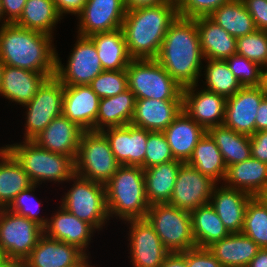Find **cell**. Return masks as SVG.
Masks as SVG:
<instances>
[{"label":"cell","mask_w":267,"mask_h":267,"mask_svg":"<svg viewBox=\"0 0 267 267\" xmlns=\"http://www.w3.org/2000/svg\"><path fill=\"white\" fill-rule=\"evenodd\" d=\"M261 87H262L263 92H264V97L267 99V78H263Z\"/></svg>","instance_id":"cell-59"},{"label":"cell","mask_w":267,"mask_h":267,"mask_svg":"<svg viewBox=\"0 0 267 267\" xmlns=\"http://www.w3.org/2000/svg\"><path fill=\"white\" fill-rule=\"evenodd\" d=\"M241 233L260 248H267V208L257 196L247 204Z\"/></svg>","instance_id":"cell-40"},{"label":"cell","mask_w":267,"mask_h":267,"mask_svg":"<svg viewBox=\"0 0 267 267\" xmlns=\"http://www.w3.org/2000/svg\"><path fill=\"white\" fill-rule=\"evenodd\" d=\"M27 0H1L3 18L7 23H15L22 15Z\"/></svg>","instance_id":"cell-50"},{"label":"cell","mask_w":267,"mask_h":267,"mask_svg":"<svg viewBox=\"0 0 267 267\" xmlns=\"http://www.w3.org/2000/svg\"><path fill=\"white\" fill-rule=\"evenodd\" d=\"M94 42L103 70L126 69L132 61L122 28L90 35Z\"/></svg>","instance_id":"cell-30"},{"label":"cell","mask_w":267,"mask_h":267,"mask_svg":"<svg viewBox=\"0 0 267 267\" xmlns=\"http://www.w3.org/2000/svg\"><path fill=\"white\" fill-rule=\"evenodd\" d=\"M126 72L128 89L136 99L183 100V88L155 58L132 59Z\"/></svg>","instance_id":"cell-7"},{"label":"cell","mask_w":267,"mask_h":267,"mask_svg":"<svg viewBox=\"0 0 267 267\" xmlns=\"http://www.w3.org/2000/svg\"><path fill=\"white\" fill-rule=\"evenodd\" d=\"M182 163L172 160L144 169L145 194L150 205L170 201Z\"/></svg>","instance_id":"cell-31"},{"label":"cell","mask_w":267,"mask_h":267,"mask_svg":"<svg viewBox=\"0 0 267 267\" xmlns=\"http://www.w3.org/2000/svg\"><path fill=\"white\" fill-rule=\"evenodd\" d=\"M54 37L7 23L0 27V60L4 65L55 74Z\"/></svg>","instance_id":"cell-3"},{"label":"cell","mask_w":267,"mask_h":267,"mask_svg":"<svg viewBox=\"0 0 267 267\" xmlns=\"http://www.w3.org/2000/svg\"><path fill=\"white\" fill-rule=\"evenodd\" d=\"M204 61L206 65H203L204 71L201 74L205 80H202L203 89L228 98L242 88L225 60L207 59Z\"/></svg>","instance_id":"cell-39"},{"label":"cell","mask_w":267,"mask_h":267,"mask_svg":"<svg viewBox=\"0 0 267 267\" xmlns=\"http://www.w3.org/2000/svg\"><path fill=\"white\" fill-rule=\"evenodd\" d=\"M176 0L126 11L122 30L133 59L156 58L170 24L177 18Z\"/></svg>","instance_id":"cell-2"},{"label":"cell","mask_w":267,"mask_h":267,"mask_svg":"<svg viewBox=\"0 0 267 267\" xmlns=\"http://www.w3.org/2000/svg\"><path fill=\"white\" fill-rule=\"evenodd\" d=\"M207 133L218 146L226 167L251 157L250 136L237 133L223 125L211 127Z\"/></svg>","instance_id":"cell-38"},{"label":"cell","mask_w":267,"mask_h":267,"mask_svg":"<svg viewBox=\"0 0 267 267\" xmlns=\"http://www.w3.org/2000/svg\"><path fill=\"white\" fill-rule=\"evenodd\" d=\"M63 18L58 14L53 0H27L16 25L54 36L56 24Z\"/></svg>","instance_id":"cell-37"},{"label":"cell","mask_w":267,"mask_h":267,"mask_svg":"<svg viewBox=\"0 0 267 267\" xmlns=\"http://www.w3.org/2000/svg\"><path fill=\"white\" fill-rule=\"evenodd\" d=\"M146 219L170 253L183 252L196 247L189 211L169 203H156L150 205Z\"/></svg>","instance_id":"cell-8"},{"label":"cell","mask_w":267,"mask_h":267,"mask_svg":"<svg viewBox=\"0 0 267 267\" xmlns=\"http://www.w3.org/2000/svg\"><path fill=\"white\" fill-rule=\"evenodd\" d=\"M129 226L128 258L133 267H160L170 253L161 242L153 226L147 219H130L124 221Z\"/></svg>","instance_id":"cell-13"},{"label":"cell","mask_w":267,"mask_h":267,"mask_svg":"<svg viewBox=\"0 0 267 267\" xmlns=\"http://www.w3.org/2000/svg\"><path fill=\"white\" fill-rule=\"evenodd\" d=\"M38 186L37 184H33L29 188L21 191L6 209L28 218L44 229L48 223V216L45 218L39 215L42 202L34 194Z\"/></svg>","instance_id":"cell-41"},{"label":"cell","mask_w":267,"mask_h":267,"mask_svg":"<svg viewBox=\"0 0 267 267\" xmlns=\"http://www.w3.org/2000/svg\"><path fill=\"white\" fill-rule=\"evenodd\" d=\"M263 69H264V76H263V78H267V65Z\"/></svg>","instance_id":"cell-63"},{"label":"cell","mask_w":267,"mask_h":267,"mask_svg":"<svg viewBox=\"0 0 267 267\" xmlns=\"http://www.w3.org/2000/svg\"><path fill=\"white\" fill-rule=\"evenodd\" d=\"M85 255L77 246L43 234L26 262L27 267H67L79 262Z\"/></svg>","instance_id":"cell-26"},{"label":"cell","mask_w":267,"mask_h":267,"mask_svg":"<svg viewBox=\"0 0 267 267\" xmlns=\"http://www.w3.org/2000/svg\"><path fill=\"white\" fill-rule=\"evenodd\" d=\"M217 183L187 162L182 163L174 185L170 205L191 212L199 206L209 204Z\"/></svg>","instance_id":"cell-14"},{"label":"cell","mask_w":267,"mask_h":267,"mask_svg":"<svg viewBox=\"0 0 267 267\" xmlns=\"http://www.w3.org/2000/svg\"><path fill=\"white\" fill-rule=\"evenodd\" d=\"M264 98L261 86L242 87L226 100L223 126L237 133L252 136L260 102Z\"/></svg>","instance_id":"cell-17"},{"label":"cell","mask_w":267,"mask_h":267,"mask_svg":"<svg viewBox=\"0 0 267 267\" xmlns=\"http://www.w3.org/2000/svg\"><path fill=\"white\" fill-rule=\"evenodd\" d=\"M0 267H27V262L23 259L6 258Z\"/></svg>","instance_id":"cell-56"},{"label":"cell","mask_w":267,"mask_h":267,"mask_svg":"<svg viewBox=\"0 0 267 267\" xmlns=\"http://www.w3.org/2000/svg\"><path fill=\"white\" fill-rule=\"evenodd\" d=\"M257 30L267 31V0H242Z\"/></svg>","instance_id":"cell-48"},{"label":"cell","mask_w":267,"mask_h":267,"mask_svg":"<svg viewBox=\"0 0 267 267\" xmlns=\"http://www.w3.org/2000/svg\"><path fill=\"white\" fill-rule=\"evenodd\" d=\"M175 160L163 132L148 131L144 169Z\"/></svg>","instance_id":"cell-45"},{"label":"cell","mask_w":267,"mask_h":267,"mask_svg":"<svg viewBox=\"0 0 267 267\" xmlns=\"http://www.w3.org/2000/svg\"><path fill=\"white\" fill-rule=\"evenodd\" d=\"M32 185L16 159L3 146L0 147V209L7 208L21 191Z\"/></svg>","instance_id":"cell-33"},{"label":"cell","mask_w":267,"mask_h":267,"mask_svg":"<svg viewBox=\"0 0 267 267\" xmlns=\"http://www.w3.org/2000/svg\"><path fill=\"white\" fill-rule=\"evenodd\" d=\"M167 0H124L127 10L142 6H154Z\"/></svg>","instance_id":"cell-54"},{"label":"cell","mask_w":267,"mask_h":267,"mask_svg":"<svg viewBox=\"0 0 267 267\" xmlns=\"http://www.w3.org/2000/svg\"><path fill=\"white\" fill-rule=\"evenodd\" d=\"M64 85L55 77H49L33 99L25 104V131L23 141H33L50 124L62 115Z\"/></svg>","instance_id":"cell-10"},{"label":"cell","mask_w":267,"mask_h":267,"mask_svg":"<svg viewBox=\"0 0 267 267\" xmlns=\"http://www.w3.org/2000/svg\"><path fill=\"white\" fill-rule=\"evenodd\" d=\"M253 196L248 193L216 184L210 198V205L229 233H241L247 204Z\"/></svg>","instance_id":"cell-21"},{"label":"cell","mask_w":267,"mask_h":267,"mask_svg":"<svg viewBox=\"0 0 267 267\" xmlns=\"http://www.w3.org/2000/svg\"><path fill=\"white\" fill-rule=\"evenodd\" d=\"M183 110V100L136 99L131 124L163 132Z\"/></svg>","instance_id":"cell-23"},{"label":"cell","mask_w":267,"mask_h":267,"mask_svg":"<svg viewBox=\"0 0 267 267\" xmlns=\"http://www.w3.org/2000/svg\"><path fill=\"white\" fill-rule=\"evenodd\" d=\"M155 59L181 88L201 84L199 79L205 59L195 19L177 16L170 24Z\"/></svg>","instance_id":"cell-1"},{"label":"cell","mask_w":267,"mask_h":267,"mask_svg":"<svg viewBox=\"0 0 267 267\" xmlns=\"http://www.w3.org/2000/svg\"><path fill=\"white\" fill-rule=\"evenodd\" d=\"M0 27L3 26L4 24H7V22L3 18V13H2V8H1V0H0Z\"/></svg>","instance_id":"cell-60"},{"label":"cell","mask_w":267,"mask_h":267,"mask_svg":"<svg viewBox=\"0 0 267 267\" xmlns=\"http://www.w3.org/2000/svg\"><path fill=\"white\" fill-rule=\"evenodd\" d=\"M204 59L226 60L236 54L237 39L208 16L194 18Z\"/></svg>","instance_id":"cell-28"},{"label":"cell","mask_w":267,"mask_h":267,"mask_svg":"<svg viewBox=\"0 0 267 267\" xmlns=\"http://www.w3.org/2000/svg\"><path fill=\"white\" fill-rule=\"evenodd\" d=\"M225 186L244 191L255 197L267 191V163L253 157L227 167Z\"/></svg>","instance_id":"cell-27"},{"label":"cell","mask_w":267,"mask_h":267,"mask_svg":"<svg viewBox=\"0 0 267 267\" xmlns=\"http://www.w3.org/2000/svg\"><path fill=\"white\" fill-rule=\"evenodd\" d=\"M73 183L64 192L60 205L80 220L91 224L98 232L103 230L109 214L106 204L105 184L83 178L77 174L67 181Z\"/></svg>","instance_id":"cell-6"},{"label":"cell","mask_w":267,"mask_h":267,"mask_svg":"<svg viewBox=\"0 0 267 267\" xmlns=\"http://www.w3.org/2000/svg\"><path fill=\"white\" fill-rule=\"evenodd\" d=\"M207 131L186 112H182L163 131L175 160L188 162L194 148Z\"/></svg>","instance_id":"cell-25"},{"label":"cell","mask_w":267,"mask_h":267,"mask_svg":"<svg viewBox=\"0 0 267 267\" xmlns=\"http://www.w3.org/2000/svg\"><path fill=\"white\" fill-rule=\"evenodd\" d=\"M90 257L88 254L85 255L79 262L73 264V265H70V266H67V267H95L93 265H90L92 264L91 263V260H90Z\"/></svg>","instance_id":"cell-57"},{"label":"cell","mask_w":267,"mask_h":267,"mask_svg":"<svg viewBox=\"0 0 267 267\" xmlns=\"http://www.w3.org/2000/svg\"><path fill=\"white\" fill-rule=\"evenodd\" d=\"M106 204L111 220L145 219L150 204L145 194L144 169L141 166H120L105 183Z\"/></svg>","instance_id":"cell-4"},{"label":"cell","mask_w":267,"mask_h":267,"mask_svg":"<svg viewBox=\"0 0 267 267\" xmlns=\"http://www.w3.org/2000/svg\"><path fill=\"white\" fill-rule=\"evenodd\" d=\"M75 174L102 184L107 183L121 166L101 131H84L76 154Z\"/></svg>","instance_id":"cell-9"},{"label":"cell","mask_w":267,"mask_h":267,"mask_svg":"<svg viewBox=\"0 0 267 267\" xmlns=\"http://www.w3.org/2000/svg\"><path fill=\"white\" fill-rule=\"evenodd\" d=\"M44 229L24 216L0 209V245L7 258L26 260Z\"/></svg>","instance_id":"cell-12"},{"label":"cell","mask_w":267,"mask_h":267,"mask_svg":"<svg viewBox=\"0 0 267 267\" xmlns=\"http://www.w3.org/2000/svg\"><path fill=\"white\" fill-rule=\"evenodd\" d=\"M251 157L267 163V130L255 132L250 136Z\"/></svg>","instance_id":"cell-49"},{"label":"cell","mask_w":267,"mask_h":267,"mask_svg":"<svg viewBox=\"0 0 267 267\" xmlns=\"http://www.w3.org/2000/svg\"><path fill=\"white\" fill-rule=\"evenodd\" d=\"M6 255L4 253V251L2 250V247L0 245V264L6 259Z\"/></svg>","instance_id":"cell-61"},{"label":"cell","mask_w":267,"mask_h":267,"mask_svg":"<svg viewBox=\"0 0 267 267\" xmlns=\"http://www.w3.org/2000/svg\"><path fill=\"white\" fill-rule=\"evenodd\" d=\"M99 102L89 85L64 86L62 114L84 131H96Z\"/></svg>","instance_id":"cell-20"},{"label":"cell","mask_w":267,"mask_h":267,"mask_svg":"<svg viewBox=\"0 0 267 267\" xmlns=\"http://www.w3.org/2000/svg\"><path fill=\"white\" fill-rule=\"evenodd\" d=\"M89 86L100 99L123 93L128 89L126 69L103 70L90 82Z\"/></svg>","instance_id":"cell-44"},{"label":"cell","mask_w":267,"mask_h":267,"mask_svg":"<svg viewBox=\"0 0 267 267\" xmlns=\"http://www.w3.org/2000/svg\"><path fill=\"white\" fill-rule=\"evenodd\" d=\"M3 147L21 165L33 184L40 186L46 182L67 183L75 174L72 157L53 153L34 141L5 144Z\"/></svg>","instance_id":"cell-5"},{"label":"cell","mask_w":267,"mask_h":267,"mask_svg":"<svg viewBox=\"0 0 267 267\" xmlns=\"http://www.w3.org/2000/svg\"><path fill=\"white\" fill-rule=\"evenodd\" d=\"M124 0H87L77 15V35L89 37L98 32H109L122 27L126 15Z\"/></svg>","instance_id":"cell-15"},{"label":"cell","mask_w":267,"mask_h":267,"mask_svg":"<svg viewBox=\"0 0 267 267\" xmlns=\"http://www.w3.org/2000/svg\"><path fill=\"white\" fill-rule=\"evenodd\" d=\"M236 54L264 68L267 65V31L256 30L237 38Z\"/></svg>","instance_id":"cell-42"},{"label":"cell","mask_w":267,"mask_h":267,"mask_svg":"<svg viewBox=\"0 0 267 267\" xmlns=\"http://www.w3.org/2000/svg\"><path fill=\"white\" fill-rule=\"evenodd\" d=\"M190 213L197 247L208 248L230 234L210 203L199 206Z\"/></svg>","instance_id":"cell-35"},{"label":"cell","mask_w":267,"mask_h":267,"mask_svg":"<svg viewBox=\"0 0 267 267\" xmlns=\"http://www.w3.org/2000/svg\"><path fill=\"white\" fill-rule=\"evenodd\" d=\"M76 39L66 65L56 49L55 77L64 86L89 85L103 71L94 42L79 35Z\"/></svg>","instance_id":"cell-11"},{"label":"cell","mask_w":267,"mask_h":267,"mask_svg":"<svg viewBox=\"0 0 267 267\" xmlns=\"http://www.w3.org/2000/svg\"><path fill=\"white\" fill-rule=\"evenodd\" d=\"M181 253L186 257L188 267H222L208 248L196 246Z\"/></svg>","instance_id":"cell-47"},{"label":"cell","mask_w":267,"mask_h":267,"mask_svg":"<svg viewBox=\"0 0 267 267\" xmlns=\"http://www.w3.org/2000/svg\"><path fill=\"white\" fill-rule=\"evenodd\" d=\"M208 17L236 39L257 30L242 0L222 4Z\"/></svg>","instance_id":"cell-36"},{"label":"cell","mask_w":267,"mask_h":267,"mask_svg":"<svg viewBox=\"0 0 267 267\" xmlns=\"http://www.w3.org/2000/svg\"><path fill=\"white\" fill-rule=\"evenodd\" d=\"M160 267H188L186 257L181 252L169 253Z\"/></svg>","instance_id":"cell-53"},{"label":"cell","mask_w":267,"mask_h":267,"mask_svg":"<svg viewBox=\"0 0 267 267\" xmlns=\"http://www.w3.org/2000/svg\"><path fill=\"white\" fill-rule=\"evenodd\" d=\"M199 85L183 88V111L207 131L223 125L227 98Z\"/></svg>","instance_id":"cell-16"},{"label":"cell","mask_w":267,"mask_h":267,"mask_svg":"<svg viewBox=\"0 0 267 267\" xmlns=\"http://www.w3.org/2000/svg\"><path fill=\"white\" fill-rule=\"evenodd\" d=\"M225 61L242 87L261 86L264 69L259 64L238 54L228 57Z\"/></svg>","instance_id":"cell-43"},{"label":"cell","mask_w":267,"mask_h":267,"mask_svg":"<svg viewBox=\"0 0 267 267\" xmlns=\"http://www.w3.org/2000/svg\"><path fill=\"white\" fill-rule=\"evenodd\" d=\"M101 132L106 136L111 151L121 166H141L144 169L148 130L127 124Z\"/></svg>","instance_id":"cell-18"},{"label":"cell","mask_w":267,"mask_h":267,"mask_svg":"<svg viewBox=\"0 0 267 267\" xmlns=\"http://www.w3.org/2000/svg\"><path fill=\"white\" fill-rule=\"evenodd\" d=\"M3 69H4V64L0 60V86H1V81H2V77H3Z\"/></svg>","instance_id":"cell-62"},{"label":"cell","mask_w":267,"mask_h":267,"mask_svg":"<svg viewBox=\"0 0 267 267\" xmlns=\"http://www.w3.org/2000/svg\"><path fill=\"white\" fill-rule=\"evenodd\" d=\"M247 267H267V248H260Z\"/></svg>","instance_id":"cell-55"},{"label":"cell","mask_w":267,"mask_h":267,"mask_svg":"<svg viewBox=\"0 0 267 267\" xmlns=\"http://www.w3.org/2000/svg\"><path fill=\"white\" fill-rule=\"evenodd\" d=\"M231 0H176L178 16L183 18H197L209 16L222 4Z\"/></svg>","instance_id":"cell-46"},{"label":"cell","mask_w":267,"mask_h":267,"mask_svg":"<svg viewBox=\"0 0 267 267\" xmlns=\"http://www.w3.org/2000/svg\"><path fill=\"white\" fill-rule=\"evenodd\" d=\"M54 212L51 217H48L44 234L51 239L77 246L86 255H90V252H88L89 245L93 240V234L97 230L91 224L74 216L61 205Z\"/></svg>","instance_id":"cell-19"},{"label":"cell","mask_w":267,"mask_h":267,"mask_svg":"<svg viewBox=\"0 0 267 267\" xmlns=\"http://www.w3.org/2000/svg\"><path fill=\"white\" fill-rule=\"evenodd\" d=\"M257 197L263 202V204L267 208V191H264L263 193L259 194Z\"/></svg>","instance_id":"cell-58"},{"label":"cell","mask_w":267,"mask_h":267,"mask_svg":"<svg viewBox=\"0 0 267 267\" xmlns=\"http://www.w3.org/2000/svg\"><path fill=\"white\" fill-rule=\"evenodd\" d=\"M208 249L222 267H247L260 247L242 233H231L211 244Z\"/></svg>","instance_id":"cell-29"},{"label":"cell","mask_w":267,"mask_h":267,"mask_svg":"<svg viewBox=\"0 0 267 267\" xmlns=\"http://www.w3.org/2000/svg\"><path fill=\"white\" fill-rule=\"evenodd\" d=\"M83 132L76 123L62 114L54 118L33 141L46 150L75 160Z\"/></svg>","instance_id":"cell-24"},{"label":"cell","mask_w":267,"mask_h":267,"mask_svg":"<svg viewBox=\"0 0 267 267\" xmlns=\"http://www.w3.org/2000/svg\"><path fill=\"white\" fill-rule=\"evenodd\" d=\"M136 97L130 89L116 96L101 98L96 119V131L131 124Z\"/></svg>","instance_id":"cell-32"},{"label":"cell","mask_w":267,"mask_h":267,"mask_svg":"<svg viewBox=\"0 0 267 267\" xmlns=\"http://www.w3.org/2000/svg\"><path fill=\"white\" fill-rule=\"evenodd\" d=\"M187 163L217 184L225 179L227 167L218 146L207 132L195 146Z\"/></svg>","instance_id":"cell-34"},{"label":"cell","mask_w":267,"mask_h":267,"mask_svg":"<svg viewBox=\"0 0 267 267\" xmlns=\"http://www.w3.org/2000/svg\"><path fill=\"white\" fill-rule=\"evenodd\" d=\"M267 130V99L264 97L260 102L255 120V132Z\"/></svg>","instance_id":"cell-52"},{"label":"cell","mask_w":267,"mask_h":267,"mask_svg":"<svg viewBox=\"0 0 267 267\" xmlns=\"http://www.w3.org/2000/svg\"><path fill=\"white\" fill-rule=\"evenodd\" d=\"M55 74H42L4 65L0 96L11 103L24 106L29 103L43 83Z\"/></svg>","instance_id":"cell-22"},{"label":"cell","mask_w":267,"mask_h":267,"mask_svg":"<svg viewBox=\"0 0 267 267\" xmlns=\"http://www.w3.org/2000/svg\"><path fill=\"white\" fill-rule=\"evenodd\" d=\"M53 2L58 14L63 18L68 14L77 16L87 0H53Z\"/></svg>","instance_id":"cell-51"}]
</instances>
